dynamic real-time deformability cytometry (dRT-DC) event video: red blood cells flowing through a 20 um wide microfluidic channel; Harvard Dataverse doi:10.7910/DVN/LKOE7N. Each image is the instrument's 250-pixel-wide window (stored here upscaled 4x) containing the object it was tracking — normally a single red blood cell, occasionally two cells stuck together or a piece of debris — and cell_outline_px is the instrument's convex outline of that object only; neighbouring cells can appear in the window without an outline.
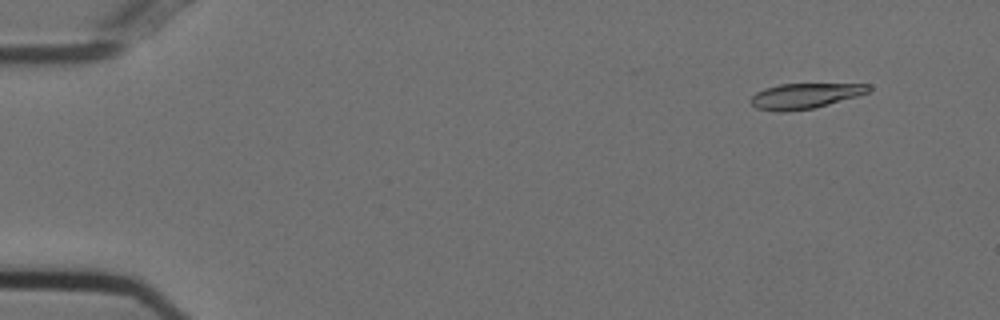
{"species": "Egyptian fruit bat (a non-hibernating species)", "species_latin": "Rousettus aegyptiacus", "temperature_condition": "cold", "stored_images_in_passage": 13, "camera_frame_rate_fps": 3000, "um_per_image_px": 0.085, "animal": {"sex": "female"}, "frame": {"image": 1, "passage_image": 5, "time_ms": 1.333, "image_size_px": [1000, 320], "cell_outline_px": [[872, 88], [868, 92], [856, 96], [816, 108], [784, 112], [780, 112], [756, 108], [748, 100], [756, 92], [764, 88], [780, 84], [868, 84]], "centroid_in_image_um": [68.38, 8.16], "position_along_channel_um": 16.6, "area_um2": 17.4}}